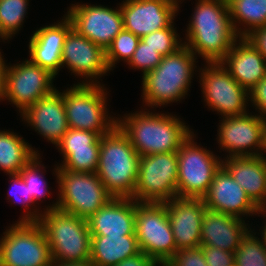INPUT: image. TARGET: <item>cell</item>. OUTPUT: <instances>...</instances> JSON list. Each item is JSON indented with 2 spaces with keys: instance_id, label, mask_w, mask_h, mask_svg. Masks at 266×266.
Segmentation results:
<instances>
[{
  "instance_id": "6da1fadb",
  "label": "cell",
  "mask_w": 266,
  "mask_h": 266,
  "mask_svg": "<svg viewBox=\"0 0 266 266\" xmlns=\"http://www.w3.org/2000/svg\"><path fill=\"white\" fill-rule=\"evenodd\" d=\"M196 3L184 45L206 63L220 62L239 38L231 23L228 2L198 0Z\"/></svg>"
},
{
  "instance_id": "7a4b0ae2",
  "label": "cell",
  "mask_w": 266,
  "mask_h": 266,
  "mask_svg": "<svg viewBox=\"0 0 266 266\" xmlns=\"http://www.w3.org/2000/svg\"><path fill=\"white\" fill-rule=\"evenodd\" d=\"M142 110L117 118L139 156L177 152L193 132L179 116Z\"/></svg>"
},
{
  "instance_id": "3957f363",
  "label": "cell",
  "mask_w": 266,
  "mask_h": 266,
  "mask_svg": "<svg viewBox=\"0 0 266 266\" xmlns=\"http://www.w3.org/2000/svg\"><path fill=\"white\" fill-rule=\"evenodd\" d=\"M196 59L192 51L183 45L177 51L163 56L159 65L142 76V103L156 108L182 101L191 86L196 69Z\"/></svg>"
},
{
  "instance_id": "277c9868",
  "label": "cell",
  "mask_w": 266,
  "mask_h": 266,
  "mask_svg": "<svg viewBox=\"0 0 266 266\" xmlns=\"http://www.w3.org/2000/svg\"><path fill=\"white\" fill-rule=\"evenodd\" d=\"M139 160V154L118 126L101 136L96 174L113 198L133 197Z\"/></svg>"
},
{
  "instance_id": "5b68a950",
  "label": "cell",
  "mask_w": 266,
  "mask_h": 266,
  "mask_svg": "<svg viewBox=\"0 0 266 266\" xmlns=\"http://www.w3.org/2000/svg\"><path fill=\"white\" fill-rule=\"evenodd\" d=\"M39 224L50 244L53 261L74 263L90 260L91 234L86 219L53 209L43 211Z\"/></svg>"
},
{
  "instance_id": "8992f818",
  "label": "cell",
  "mask_w": 266,
  "mask_h": 266,
  "mask_svg": "<svg viewBox=\"0 0 266 266\" xmlns=\"http://www.w3.org/2000/svg\"><path fill=\"white\" fill-rule=\"evenodd\" d=\"M53 171L58 180V200L43 211L60 209L87 220L113 198L96 173L58 170L57 165Z\"/></svg>"
},
{
  "instance_id": "52a82bcc",
  "label": "cell",
  "mask_w": 266,
  "mask_h": 266,
  "mask_svg": "<svg viewBox=\"0 0 266 266\" xmlns=\"http://www.w3.org/2000/svg\"><path fill=\"white\" fill-rule=\"evenodd\" d=\"M106 89L103 84L78 82L63 91L69 128L92 131L102 136L117 126V117L108 116Z\"/></svg>"
},
{
  "instance_id": "ba28073f",
  "label": "cell",
  "mask_w": 266,
  "mask_h": 266,
  "mask_svg": "<svg viewBox=\"0 0 266 266\" xmlns=\"http://www.w3.org/2000/svg\"><path fill=\"white\" fill-rule=\"evenodd\" d=\"M3 235L0 266H51L50 244L39 222L14 223Z\"/></svg>"
},
{
  "instance_id": "9c48e42d",
  "label": "cell",
  "mask_w": 266,
  "mask_h": 266,
  "mask_svg": "<svg viewBox=\"0 0 266 266\" xmlns=\"http://www.w3.org/2000/svg\"><path fill=\"white\" fill-rule=\"evenodd\" d=\"M135 235L140 251L160 264L177 252L165 203L135 201Z\"/></svg>"
},
{
  "instance_id": "30bf717a",
  "label": "cell",
  "mask_w": 266,
  "mask_h": 266,
  "mask_svg": "<svg viewBox=\"0 0 266 266\" xmlns=\"http://www.w3.org/2000/svg\"><path fill=\"white\" fill-rule=\"evenodd\" d=\"M194 135L192 132L177 151L178 197L203 198L208 193L215 172L222 165L220 157L197 146Z\"/></svg>"
},
{
  "instance_id": "8fae6325",
  "label": "cell",
  "mask_w": 266,
  "mask_h": 266,
  "mask_svg": "<svg viewBox=\"0 0 266 266\" xmlns=\"http://www.w3.org/2000/svg\"><path fill=\"white\" fill-rule=\"evenodd\" d=\"M177 180V152L140 156L132 199L136 202L165 203L177 197Z\"/></svg>"
},
{
  "instance_id": "7c38bea8",
  "label": "cell",
  "mask_w": 266,
  "mask_h": 266,
  "mask_svg": "<svg viewBox=\"0 0 266 266\" xmlns=\"http://www.w3.org/2000/svg\"><path fill=\"white\" fill-rule=\"evenodd\" d=\"M199 70L203 98L212 111L221 117L248 113L249 92L227 71L221 62H207Z\"/></svg>"
},
{
  "instance_id": "4fadbf2b",
  "label": "cell",
  "mask_w": 266,
  "mask_h": 266,
  "mask_svg": "<svg viewBox=\"0 0 266 266\" xmlns=\"http://www.w3.org/2000/svg\"><path fill=\"white\" fill-rule=\"evenodd\" d=\"M55 76L30 60L6 66L2 100H8L21 114L42 97L51 94Z\"/></svg>"
},
{
  "instance_id": "5bb4252c",
  "label": "cell",
  "mask_w": 266,
  "mask_h": 266,
  "mask_svg": "<svg viewBox=\"0 0 266 266\" xmlns=\"http://www.w3.org/2000/svg\"><path fill=\"white\" fill-rule=\"evenodd\" d=\"M218 125L220 150L230 156L266 155V120L252 113L221 118ZM264 153H263V152Z\"/></svg>"
},
{
  "instance_id": "9a60e30c",
  "label": "cell",
  "mask_w": 266,
  "mask_h": 266,
  "mask_svg": "<svg viewBox=\"0 0 266 266\" xmlns=\"http://www.w3.org/2000/svg\"><path fill=\"white\" fill-rule=\"evenodd\" d=\"M72 22L73 28L83 37L104 50L124 29L120 6L116 9L103 5L72 4L65 14Z\"/></svg>"
},
{
  "instance_id": "2e32d148",
  "label": "cell",
  "mask_w": 266,
  "mask_h": 266,
  "mask_svg": "<svg viewBox=\"0 0 266 266\" xmlns=\"http://www.w3.org/2000/svg\"><path fill=\"white\" fill-rule=\"evenodd\" d=\"M65 66L75 76L84 78L81 84L100 85V81L96 79L110 71L105 60V50L80 35L74 28L68 32L62 50V68Z\"/></svg>"
},
{
  "instance_id": "e0dca14e",
  "label": "cell",
  "mask_w": 266,
  "mask_h": 266,
  "mask_svg": "<svg viewBox=\"0 0 266 266\" xmlns=\"http://www.w3.org/2000/svg\"><path fill=\"white\" fill-rule=\"evenodd\" d=\"M119 5L124 29L139 38L169 27L180 8L171 0H123Z\"/></svg>"
},
{
  "instance_id": "ac0fdd59",
  "label": "cell",
  "mask_w": 266,
  "mask_h": 266,
  "mask_svg": "<svg viewBox=\"0 0 266 266\" xmlns=\"http://www.w3.org/2000/svg\"><path fill=\"white\" fill-rule=\"evenodd\" d=\"M177 251L201 245V227L206 209L203 198L174 197L165 202Z\"/></svg>"
},
{
  "instance_id": "d6986e66",
  "label": "cell",
  "mask_w": 266,
  "mask_h": 266,
  "mask_svg": "<svg viewBox=\"0 0 266 266\" xmlns=\"http://www.w3.org/2000/svg\"><path fill=\"white\" fill-rule=\"evenodd\" d=\"M206 208L242 219L256 215L259 207L250 199L244 189L221 165L215 172L208 193L203 197Z\"/></svg>"
},
{
  "instance_id": "ffe728a7",
  "label": "cell",
  "mask_w": 266,
  "mask_h": 266,
  "mask_svg": "<svg viewBox=\"0 0 266 266\" xmlns=\"http://www.w3.org/2000/svg\"><path fill=\"white\" fill-rule=\"evenodd\" d=\"M22 121L27 122L32 130L50 141L55 146L69 129L63 102V92L55 89L42 97L21 113Z\"/></svg>"
},
{
  "instance_id": "44dd1931",
  "label": "cell",
  "mask_w": 266,
  "mask_h": 266,
  "mask_svg": "<svg viewBox=\"0 0 266 266\" xmlns=\"http://www.w3.org/2000/svg\"><path fill=\"white\" fill-rule=\"evenodd\" d=\"M72 28L71 20L65 15L61 21L34 31L28 44L29 60L56 76L62 69V50Z\"/></svg>"
},
{
  "instance_id": "7402d4cb",
  "label": "cell",
  "mask_w": 266,
  "mask_h": 266,
  "mask_svg": "<svg viewBox=\"0 0 266 266\" xmlns=\"http://www.w3.org/2000/svg\"><path fill=\"white\" fill-rule=\"evenodd\" d=\"M220 62L248 92L266 76L265 58L246 37H239Z\"/></svg>"
},
{
  "instance_id": "603a6c76",
  "label": "cell",
  "mask_w": 266,
  "mask_h": 266,
  "mask_svg": "<svg viewBox=\"0 0 266 266\" xmlns=\"http://www.w3.org/2000/svg\"><path fill=\"white\" fill-rule=\"evenodd\" d=\"M248 225L242 218L206 208L201 227V246L216 247L235 253L243 237L250 230Z\"/></svg>"
},
{
  "instance_id": "cb8c5ba5",
  "label": "cell",
  "mask_w": 266,
  "mask_h": 266,
  "mask_svg": "<svg viewBox=\"0 0 266 266\" xmlns=\"http://www.w3.org/2000/svg\"><path fill=\"white\" fill-rule=\"evenodd\" d=\"M87 222L91 235H135V200L112 198Z\"/></svg>"
},
{
  "instance_id": "d4e9b609",
  "label": "cell",
  "mask_w": 266,
  "mask_h": 266,
  "mask_svg": "<svg viewBox=\"0 0 266 266\" xmlns=\"http://www.w3.org/2000/svg\"><path fill=\"white\" fill-rule=\"evenodd\" d=\"M222 166L258 206H266V156H230Z\"/></svg>"
},
{
  "instance_id": "484cf974",
  "label": "cell",
  "mask_w": 266,
  "mask_h": 266,
  "mask_svg": "<svg viewBox=\"0 0 266 266\" xmlns=\"http://www.w3.org/2000/svg\"><path fill=\"white\" fill-rule=\"evenodd\" d=\"M140 252L136 235H91L90 261L94 266H115Z\"/></svg>"
},
{
  "instance_id": "4316f807",
  "label": "cell",
  "mask_w": 266,
  "mask_h": 266,
  "mask_svg": "<svg viewBox=\"0 0 266 266\" xmlns=\"http://www.w3.org/2000/svg\"><path fill=\"white\" fill-rule=\"evenodd\" d=\"M37 154L38 150L29 145L21 135L0 130V170L8 175L19 174Z\"/></svg>"
},
{
  "instance_id": "83f0119b",
  "label": "cell",
  "mask_w": 266,
  "mask_h": 266,
  "mask_svg": "<svg viewBox=\"0 0 266 266\" xmlns=\"http://www.w3.org/2000/svg\"><path fill=\"white\" fill-rule=\"evenodd\" d=\"M233 29L238 37L266 26V0H227ZM237 24V25H236ZM243 26L239 28L241 25Z\"/></svg>"
},
{
  "instance_id": "f1b7e54d",
  "label": "cell",
  "mask_w": 266,
  "mask_h": 266,
  "mask_svg": "<svg viewBox=\"0 0 266 266\" xmlns=\"http://www.w3.org/2000/svg\"><path fill=\"white\" fill-rule=\"evenodd\" d=\"M29 0H0V38L8 40L21 29Z\"/></svg>"
},
{
  "instance_id": "f546056e",
  "label": "cell",
  "mask_w": 266,
  "mask_h": 266,
  "mask_svg": "<svg viewBox=\"0 0 266 266\" xmlns=\"http://www.w3.org/2000/svg\"><path fill=\"white\" fill-rule=\"evenodd\" d=\"M255 235L250 229L243 237L234 253L237 266H266V241Z\"/></svg>"
},
{
  "instance_id": "4dcf8cb0",
  "label": "cell",
  "mask_w": 266,
  "mask_h": 266,
  "mask_svg": "<svg viewBox=\"0 0 266 266\" xmlns=\"http://www.w3.org/2000/svg\"><path fill=\"white\" fill-rule=\"evenodd\" d=\"M100 145H89V148L72 149L57 165L58 170L96 173L99 161Z\"/></svg>"
},
{
  "instance_id": "1f68e13d",
  "label": "cell",
  "mask_w": 266,
  "mask_h": 266,
  "mask_svg": "<svg viewBox=\"0 0 266 266\" xmlns=\"http://www.w3.org/2000/svg\"><path fill=\"white\" fill-rule=\"evenodd\" d=\"M139 42L140 38L128 30L123 29L118 33L105 50V60L108 69L111 71L115 68V64L121 60L128 63L133 57Z\"/></svg>"
},
{
  "instance_id": "d6a6232c",
  "label": "cell",
  "mask_w": 266,
  "mask_h": 266,
  "mask_svg": "<svg viewBox=\"0 0 266 266\" xmlns=\"http://www.w3.org/2000/svg\"><path fill=\"white\" fill-rule=\"evenodd\" d=\"M40 157V154H37L19 172L28 186L29 196L34 200L35 204H38V200L44 199L48 194H51L48 190V183L44 180L45 166L40 163L42 162Z\"/></svg>"
},
{
  "instance_id": "836d02e7",
  "label": "cell",
  "mask_w": 266,
  "mask_h": 266,
  "mask_svg": "<svg viewBox=\"0 0 266 266\" xmlns=\"http://www.w3.org/2000/svg\"><path fill=\"white\" fill-rule=\"evenodd\" d=\"M10 182L12 183L9 188L8 200L12 199L10 202L21 203L25 210V215L21 216L16 222H39L42 216V210H37L34 200L29 196L28 186L22 179L20 174L9 175ZM11 196V197H10ZM22 196V197H20ZM34 204V207H33ZM29 209V207H31ZM36 208V209H33ZM32 209V211H31ZM29 210V211H28ZM34 210V211H33ZM27 212V213H26ZM41 212V213H40Z\"/></svg>"
},
{
  "instance_id": "e575fe53",
  "label": "cell",
  "mask_w": 266,
  "mask_h": 266,
  "mask_svg": "<svg viewBox=\"0 0 266 266\" xmlns=\"http://www.w3.org/2000/svg\"><path fill=\"white\" fill-rule=\"evenodd\" d=\"M179 37L173 22L169 27L145 35L140 40L156 51H159L163 56H167L184 45V42Z\"/></svg>"
},
{
  "instance_id": "d590c367",
  "label": "cell",
  "mask_w": 266,
  "mask_h": 266,
  "mask_svg": "<svg viewBox=\"0 0 266 266\" xmlns=\"http://www.w3.org/2000/svg\"><path fill=\"white\" fill-rule=\"evenodd\" d=\"M101 136L98 133L69 128L56 145L63 158L72 149L89 148V145H100Z\"/></svg>"
},
{
  "instance_id": "8d00e7d4",
  "label": "cell",
  "mask_w": 266,
  "mask_h": 266,
  "mask_svg": "<svg viewBox=\"0 0 266 266\" xmlns=\"http://www.w3.org/2000/svg\"><path fill=\"white\" fill-rule=\"evenodd\" d=\"M163 55L141 40L133 57L127 63L132 69L142 70V75L154 70L161 62Z\"/></svg>"
},
{
  "instance_id": "74e56055",
  "label": "cell",
  "mask_w": 266,
  "mask_h": 266,
  "mask_svg": "<svg viewBox=\"0 0 266 266\" xmlns=\"http://www.w3.org/2000/svg\"><path fill=\"white\" fill-rule=\"evenodd\" d=\"M167 266H207L201 245L178 250L166 263Z\"/></svg>"
},
{
  "instance_id": "f35d334b",
  "label": "cell",
  "mask_w": 266,
  "mask_h": 266,
  "mask_svg": "<svg viewBox=\"0 0 266 266\" xmlns=\"http://www.w3.org/2000/svg\"><path fill=\"white\" fill-rule=\"evenodd\" d=\"M207 266H232L234 252L211 246H201Z\"/></svg>"
},
{
  "instance_id": "ab89813d",
  "label": "cell",
  "mask_w": 266,
  "mask_h": 266,
  "mask_svg": "<svg viewBox=\"0 0 266 266\" xmlns=\"http://www.w3.org/2000/svg\"><path fill=\"white\" fill-rule=\"evenodd\" d=\"M258 110V116L266 120V76L263 77L249 92V103ZM260 114V115H259Z\"/></svg>"
},
{
  "instance_id": "60d3db41",
  "label": "cell",
  "mask_w": 266,
  "mask_h": 266,
  "mask_svg": "<svg viewBox=\"0 0 266 266\" xmlns=\"http://www.w3.org/2000/svg\"><path fill=\"white\" fill-rule=\"evenodd\" d=\"M246 38L266 60V26L253 30Z\"/></svg>"
},
{
  "instance_id": "b9f144b4",
  "label": "cell",
  "mask_w": 266,
  "mask_h": 266,
  "mask_svg": "<svg viewBox=\"0 0 266 266\" xmlns=\"http://www.w3.org/2000/svg\"><path fill=\"white\" fill-rule=\"evenodd\" d=\"M115 266H161V264L143 252H140L134 257L119 262Z\"/></svg>"
},
{
  "instance_id": "7bdbcfd3",
  "label": "cell",
  "mask_w": 266,
  "mask_h": 266,
  "mask_svg": "<svg viewBox=\"0 0 266 266\" xmlns=\"http://www.w3.org/2000/svg\"><path fill=\"white\" fill-rule=\"evenodd\" d=\"M1 51H0V101L2 100L3 92H4V81H5V70H6V63L5 58H3Z\"/></svg>"
},
{
  "instance_id": "ee69618b",
  "label": "cell",
  "mask_w": 266,
  "mask_h": 266,
  "mask_svg": "<svg viewBox=\"0 0 266 266\" xmlns=\"http://www.w3.org/2000/svg\"><path fill=\"white\" fill-rule=\"evenodd\" d=\"M51 266H94V265L89 260V261L74 262V263H60V262L53 261L51 263Z\"/></svg>"
},
{
  "instance_id": "f6af8a7d",
  "label": "cell",
  "mask_w": 266,
  "mask_h": 266,
  "mask_svg": "<svg viewBox=\"0 0 266 266\" xmlns=\"http://www.w3.org/2000/svg\"><path fill=\"white\" fill-rule=\"evenodd\" d=\"M259 214H263V216L265 217L266 216V206H260L259 207V210H258V213H257V215L258 216H260ZM265 214V215H264ZM262 228V231H261V233H262V237L264 238V240L266 241V219H265V224H264V226H262L261 227Z\"/></svg>"
},
{
  "instance_id": "bcb514c9",
  "label": "cell",
  "mask_w": 266,
  "mask_h": 266,
  "mask_svg": "<svg viewBox=\"0 0 266 266\" xmlns=\"http://www.w3.org/2000/svg\"><path fill=\"white\" fill-rule=\"evenodd\" d=\"M171 1H174V2H176L177 4L179 3V2H181V1H183V0H171Z\"/></svg>"
}]
</instances>
